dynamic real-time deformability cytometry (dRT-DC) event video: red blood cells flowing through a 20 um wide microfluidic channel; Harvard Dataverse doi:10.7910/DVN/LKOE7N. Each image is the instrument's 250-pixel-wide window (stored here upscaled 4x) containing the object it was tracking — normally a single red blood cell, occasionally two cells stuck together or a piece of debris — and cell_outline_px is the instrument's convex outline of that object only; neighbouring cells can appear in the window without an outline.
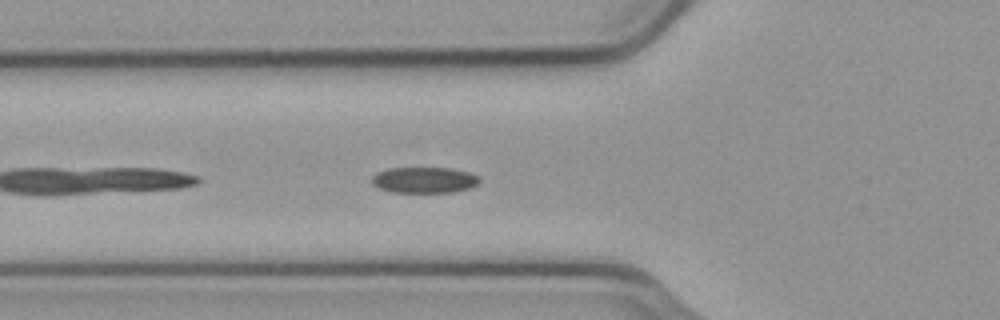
{"species": "common noctule bat (a hibernating species)", "species_latin": "Nyctalus noctula", "temperature_condition": "cold", "stored_images_in_passage": 11, "camera_frame_rate_fps": 3000, "um_per_image_px": 0.085, "animal": {"sex": "male", "body_mass_g": 23.1, "forearm_length_mm": 52.7}, "frame": {"image": 1, "passage_image": 4, "time_ms": 1.0, "image_size_px": [1000, 320], "cell_outline_px": [[480, 180], [476, 184], [468, 188], [452, 192], [392, 192], [380, 188], [372, 184], [372, 176], [376, 172], [388, 168], [452, 168], [468, 172], [476, 176]], "centroid_in_image_um": [36.01, 15.29], "position_along_channel_um": 89.8, "area_um2": 16.13}}
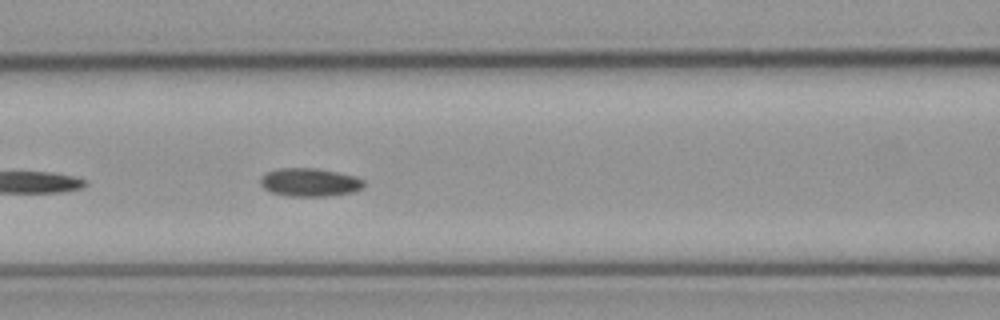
{"frame": {"image": 2, "passage_image": 8, "time_ms": 2.333, "image_size_px": [1000, 320], "cell_outline_px": [[364, 184], [360, 188], [352, 192], [328, 196], [288, 196], [272, 192], [264, 188], [260, 184], [260, 176], [268, 172], [280, 168], [316, 168], [356, 176], [364, 180]], "centroid_in_image_um": [26.31, 15.49], "position_along_channel_um": 140.3, "area_um2": 16.94}}